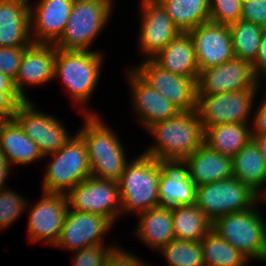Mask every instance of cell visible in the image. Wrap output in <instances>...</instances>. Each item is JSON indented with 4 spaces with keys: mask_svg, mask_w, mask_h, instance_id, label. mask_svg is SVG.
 I'll return each mask as SVG.
<instances>
[{
    "mask_svg": "<svg viewBox=\"0 0 266 266\" xmlns=\"http://www.w3.org/2000/svg\"><path fill=\"white\" fill-rule=\"evenodd\" d=\"M160 170L158 207L174 208L196 204V185L185 159H157Z\"/></svg>",
    "mask_w": 266,
    "mask_h": 266,
    "instance_id": "obj_16",
    "label": "cell"
},
{
    "mask_svg": "<svg viewBox=\"0 0 266 266\" xmlns=\"http://www.w3.org/2000/svg\"><path fill=\"white\" fill-rule=\"evenodd\" d=\"M24 101L19 93L0 92V123L14 119L17 106Z\"/></svg>",
    "mask_w": 266,
    "mask_h": 266,
    "instance_id": "obj_40",
    "label": "cell"
},
{
    "mask_svg": "<svg viewBox=\"0 0 266 266\" xmlns=\"http://www.w3.org/2000/svg\"><path fill=\"white\" fill-rule=\"evenodd\" d=\"M27 201L11 189L0 190V230L9 227L21 216L27 207Z\"/></svg>",
    "mask_w": 266,
    "mask_h": 266,
    "instance_id": "obj_35",
    "label": "cell"
},
{
    "mask_svg": "<svg viewBox=\"0 0 266 266\" xmlns=\"http://www.w3.org/2000/svg\"><path fill=\"white\" fill-rule=\"evenodd\" d=\"M101 55L98 51L57 49L54 77L61 78L71 98L82 106L89 100L98 83Z\"/></svg>",
    "mask_w": 266,
    "mask_h": 266,
    "instance_id": "obj_3",
    "label": "cell"
},
{
    "mask_svg": "<svg viewBox=\"0 0 266 266\" xmlns=\"http://www.w3.org/2000/svg\"><path fill=\"white\" fill-rule=\"evenodd\" d=\"M133 70L181 112L197 110L198 79L170 73L148 59Z\"/></svg>",
    "mask_w": 266,
    "mask_h": 266,
    "instance_id": "obj_11",
    "label": "cell"
},
{
    "mask_svg": "<svg viewBox=\"0 0 266 266\" xmlns=\"http://www.w3.org/2000/svg\"><path fill=\"white\" fill-rule=\"evenodd\" d=\"M43 193V197L32 205L29 212L28 233L31 241L41 240L55 245L67 216V197L61 193Z\"/></svg>",
    "mask_w": 266,
    "mask_h": 266,
    "instance_id": "obj_13",
    "label": "cell"
},
{
    "mask_svg": "<svg viewBox=\"0 0 266 266\" xmlns=\"http://www.w3.org/2000/svg\"><path fill=\"white\" fill-rule=\"evenodd\" d=\"M259 198L235 177L196 187V206L212 223L226 214L249 210Z\"/></svg>",
    "mask_w": 266,
    "mask_h": 266,
    "instance_id": "obj_7",
    "label": "cell"
},
{
    "mask_svg": "<svg viewBox=\"0 0 266 266\" xmlns=\"http://www.w3.org/2000/svg\"><path fill=\"white\" fill-rule=\"evenodd\" d=\"M125 155L89 156L91 177L118 181L126 164Z\"/></svg>",
    "mask_w": 266,
    "mask_h": 266,
    "instance_id": "obj_34",
    "label": "cell"
},
{
    "mask_svg": "<svg viewBox=\"0 0 266 266\" xmlns=\"http://www.w3.org/2000/svg\"><path fill=\"white\" fill-rule=\"evenodd\" d=\"M7 158L4 156L3 152L0 150V190L5 189L3 187L5 185L6 178L9 174L10 168Z\"/></svg>",
    "mask_w": 266,
    "mask_h": 266,
    "instance_id": "obj_45",
    "label": "cell"
},
{
    "mask_svg": "<svg viewBox=\"0 0 266 266\" xmlns=\"http://www.w3.org/2000/svg\"><path fill=\"white\" fill-rule=\"evenodd\" d=\"M112 0H74L66 27L54 43L61 50H87L111 17Z\"/></svg>",
    "mask_w": 266,
    "mask_h": 266,
    "instance_id": "obj_4",
    "label": "cell"
},
{
    "mask_svg": "<svg viewBox=\"0 0 266 266\" xmlns=\"http://www.w3.org/2000/svg\"><path fill=\"white\" fill-rule=\"evenodd\" d=\"M112 226L101 215L68 208L62 231L54 246L76 251L89 246L104 245L103 236Z\"/></svg>",
    "mask_w": 266,
    "mask_h": 266,
    "instance_id": "obj_14",
    "label": "cell"
},
{
    "mask_svg": "<svg viewBox=\"0 0 266 266\" xmlns=\"http://www.w3.org/2000/svg\"><path fill=\"white\" fill-rule=\"evenodd\" d=\"M115 248L96 245L76 250L74 266H105L109 253Z\"/></svg>",
    "mask_w": 266,
    "mask_h": 266,
    "instance_id": "obj_37",
    "label": "cell"
},
{
    "mask_svg": "<svg viewBox=\"0 0 266 266\" xmlns=\"http://www.w3.org/2000/svg\"><path fill=\"white\" fill-rule=\"evenodd\" d=\"M252 138L255 141V143L259 146L261 154L263 158L265 159V163H266V134L252 135Z\"/></svg>",
    "mask_w": 266,
    "mask_h": 266,
    "instance_id": "obj_46",
    "label": "cell"
},
{
    "mask_svg": "<svg viewBox=\"0 0 266 266\" xmlns=\"http://www.w3.org/2000/svg\"><path fill=\"white\" fill-rule=\"evenodd\" d=\"M241 19L266 29V0H243Z\"/></svg>",
    "mask_w": 266,
    "mask_h": 266,
    "instance_id": "obj_39",
    "label": "cell"
},
{
    "mask_svg": "<svg viewBox=\"0 0 266 266\" xmlns=\"http://www.w3.org/2000/svg\"><path fill=\"white\" fill-rule=\"evenodd\" d=\"M171 209L175 239L201 241L212 230L213 223L196 204Z\"/></svg>",
    "mask_w": 266,
    "mask_h": 266,
    "instance_id": "obj_30",
    "label": "cell"
},
{
    "mask_svg": "<svg viewBox=\"0 0 266 266\" xmlns=\"http://www.w3.org/2000/svg\"><path fill=\"white\" fill-rule=\"evenodd\" d=\"M73 2L74 0H40L36 8L31 6L32 42L54 44L65 30Z\"/></svg>",
    "mask_w": 266,
    "mask_h": 266,
    "instance_id": "obj_18",
    "label": "cell"
},
{
    "mask_svg": "<svg viewBox=\"0 0 266 266\" xmlns=\"http://www.w3.org/2000/svg\"><path fill=\"white\" fill-rule=\"evenodd\" d=\"M204 266H244L248 259L213 229L200 241Z\"/></svg>",
    "mask_w": 266,
    "mask_h": 266,
    "instance_id": "obj_31",
    "label": "cell"
},
{
    "mask_svg": "<svg viewBox=\"0 0 266 266\" xmlns=\"http://www.w3.org/2000/svg\"><path fill=\"white\" fill-rule=\"evenodd\" d=\"M160 170L157 159L145 153L126 164L118 180L121 211L140 214L158 207Z\"/></svg>",
    "mask_w": 266,
    "mask_h": 266,
    "instance_id": "obj_2",
    "label": "cell"
},
{
    "mask_svg": "<svg viewBox=\"0 0 266 266\" xmlns=\"http://www.w3.org/2000/svg\"><path fill=\"white\" fill-rule=\"evenodd\" d=\"M259 79L247 60L233 59L199 72L197 96H210L228 91L257 90Z\"/></svg>",
    "mask_w": 266,
    "mask_h": 266,
    "instance_id": "obj_9",
    "label": "cell"
},
{
    "mask_svg": "<svg viewBox=\"0 0 266 266\" xmlns=\"http://www.w3.org/2000/svg\"><path fill=\"white\" fill-rule=\"evenodd\" d=\"M254 119L252 120V135L266 134V98L256 109Z\"/></svg>",
    "mask_w": 266,
    "mask_h": 266,
    "instance_id": "obj_43",
    "label": "cell"
},
{
    "mask_svg": "<svg viewBox=\"0 0 266 266\" xmlns=\"http://www.w3.org/2000/svg\"><path fill=\"white\" fill-rule=\"evenodd\" d=\"M243 0H209V21L230 26L241 19Z\"/></svg>",
    "mask_w": 266,
    "mask_h": 266,
    "instance_id": "obj_36",
    "label": "cell"
},
{
    "mask_svg": "<svg viewBox=\"0 0 266 266\" xmlns=\"http://www.w3.org/2000/svg\"><path fill=\"white\" fill-rule=\"evenodd\" d=\"M256 91L258 90L228 91L197 96V111L203 129L225 123H248Z\"/></svg>",
    "mask_w": 266,
    "mask_h": 266,
    "instance_id": "obj_10",
    "label": "cell"
},
{
    "mask_svg": "<svg viewBox=\"0 0 266 266\" xmlns=\"http://www.w3.org/2000/svg\"><path fill=\"white\" fill-rule=\"evenodd\" d=\"M15 1H17V2H19V3H21V4H23V5H25L27 8H29L30 9V5L31 4H29L28 3V0H15Z\"/></svg>",
    "mask_w": 266,
    "mask_h": 266,
    "instance_id": "obj_47",
    "label": "cell"
},
{
    "mask_svg": "<svg viewBox=\"0 0 266 266\" xmlns=\"http://www.w3.org/2000/svg\"><path fill=\"white\" fill-rule=\"evenodd\" d=\"M212 229L239 250L251 257L266 261V223L254 207L217 218Z\"/></svg>",
    "mask_w": 266,
    "mask_h": 266,
    "instance_id": "obj_5",
    "label": "cell"
},
{
    "mask_svg": "<svg viewBox=\"0 0 266 266\" xmlns=\"http://www.w3.org/2000/svg\"><path fill=\"white\" fill-rule=\"evenodd\" d=\"M27 47H0V71L15 80L24 51Z\"/></svg>",
    "mask_w": 266,
    "mask_h": 266,
    "instance_id": "obj_38",
    "label": "cell"
},
{
    "mask_svg": "<svg viewBox=\"0 0 266 266\" xmlns=\"http://www.w3.org/2000/svg\"><path fill=\"white\" fill-rule=\"evenodd\" d=\"M0 92L18 93L15 88L14 80L0 71Z\"/></svg>",
    "mask_w": 266,
    "mask_h": 266,
    "instance_id": "obj_44",
    "label": "cell"
},
{
    "mask_svg": "<svg viewBox=\"0 0 266 266\" xmlns=\"http://www.w3.org/2000/svg\"><path fill=\"white\" fill-rule=\"evenodd\" d=\"M147 130L157 143L144 153L155 159H186L204 143V129L197 110L180 112L152 124Z\"/></svg>",
    "mask_w": 266,
    "mask_h": 266,
    "instance_id": "obj_1",
    "label": "cell"
},
{
    "mask_svg": "<svg viewBox=\"0 0 266 266\" xmlns=\"http://www.w3.org/2000/svg\"><path fill=\"white\" fill-rule=\"evenodd\" d=\"M34 107L29 100H25L17 106L14 119L47 156L59 151L72 136H68L65 127L56 118L38 112Z\"/></svg>",
    "mask_w": 266,
    "mask_h": 266,
    "instance_id": "obj_12",
    "label": "cell"
},
{
    "mask_svg": "<svg viewBox=\"0 0 266 266\" xmlns=\"http://www.w3.org/2000/svg\"><path fill=\"white\" fill-rule=\"evenodd\" d=\"M232 173L233 177L263 197L265 191L261 192V186L266 184V163L253 139L232 157Z\"/></svg>",
    "mask_w": 266,
    "mask_h": 266,
    "instance_id": "obj_26",
    "label": "cell"
},
{
    "mask_svg": "<svg viewBox=\"0 0 266 266\" xmlns=\"http://www.w3.org/2000/svg\"><path fill=\"white\" fill-rule=\"evenodd\" d=\"M252 65L254 74L257 78L260 79L262 75V77L265 76L266 78V29L263 31L259 52Z\"/></svg>",
    "mask_w": 266,
    "mask_h": 266,
    "instance_id": "obj_42",
    "label": "cell"
},
{
    "mask_svg": "<svg viewBox=\"0 0 266 266\" xmlns=\"http://www.w3.org/2000/svg\"><path fill=\"white\" fill-rule=\"evenodd\" d=\"M185 160L196 187L233 177L232 158L220 155L204 143Z\"/></svg>",
    "mask_w": 266,
    "mask_h": 266,
    "instance_id": "obj_22",
    "label": "cell"
},
{
    "mask_svg": "<svg viewBox=\"0 0 266 266\" xmlns=\"http://www.w3.org/2000/svg\"><path fill=\"white\" fill-rule=\"evenodd\" d=\"M57 48L54 44L32 43L24 51L14 80L15 88L24 100H28L23 85H43L52 81Z\"/></svg>",
    "mask_w": 266,
    "mask_h": 266,
    "instance_id": "obj_19",
    "label": "cell"
},
{
    "mask_svg": "<svg viewBox=\"0 0 266 266\" xmlns=\"http://www.w3.org/2000/svg\"><path fill=\"white\" fill-rule=\"evenodd\" d=\"M139 216L136 235L152 249L159 251L175 239L171 208L154 207Z\"/></svg>",
    "mask_w": 266,
    "mask_h": 266,
    "instance_id": "obj_25",
    "label": "cell"
},
{
    "mask_svg": "<svg viewBox=\"0 0 266 266\" xmlns=\"http://www.w3.org/2000/svg\"><path fill=\"white\" fill-rule=\"evenodd\" d=\"M173 23L188 32L202 23L209 22V0H157Z\"/></svg>",
    "mask_w": 266,
    "mask_h": 266,
    "instance_id": "obj_29",
    "label": "cell"
},
{
    "mask_svg": "<svg viewBox=\"0 0 266 266\" xmlns=\"http://www.w3.org/2000/svg\"><path fill=\"white\" fill-rule=\"evenodd\" d=\"M191 35L199 72L233 59L230 28L227 25L205 22L188 31Z\"/></svg>",
    "mask_w": 266,
    "mask_h": 266,
    "instance_id": "obj_15",
    "label": "cell"
},
{
    "mask_svg": "<svg viewBox=\"0 0 266 266\" xmlns=\"http://www.w3.org/2000/svg\"><path fill=\"white\" fill-rule=\"evenodd\" d=\"M141 4L140 47L151 60L182 32L157 0H142Z\"/></svg>",
    "mask_w": 266,
    "mask_h": 266,
    "instance_id": "obj_17",
    "label": "cell"
},
{
    "mask_svg": "<svg viewBox=\"0 0 266 266\" xmlns=\"http://www.w3.org/2000/svg\"><path fill=\"white\" fill-rule=\"evenodd\" d=\"M136 256L115 247L108 255L105 266H147ZM149 266V265H148Z\"/></svg>",
    "mask_w": 266,
    "mask_h": 266,
    "instance_id": "obj_41",
    "label": "cell"
},
{
    "mask_svg": "<svg viewBox=\"0 0 266 266\" xmlns=\"http://www.w3.org/2000/svg\"><path fill=\"white\" fill-rule=\"evenodd\" d=\"M49 162L43 180V191L67 194L78 183L91 176L87 145L77 133L59 151L48 154Z\"/></svg>",
    "mask_w": 266,
    "mask_h": 266,
    "instance_id": "obj_6",
    "label": "cell"
},
{
    "mask_svg": "<svg viewBox=\"0 0 266 266\" xmlns=\"http://www.w3.org/2000/svg\"><path fill=\"white\" fill-rule=\"evenodd\" d=\"M29 8L15 0H0V47L32 44Z\"/></svg>",
    "mask_w": 266,
    "mask_h": 266,
    "instance_id": "obj_23",
    "label": "cell"
},
{
    "mask_svg": "<svg viewBox=\"0 0 266 266\" xmlns=\"http://www.w3.org/2000/svg\"><path fill=\"white\" fill-rule=\"evenodd\" d=\"M249 123H225L212 125L204 129V144L220 155L232 158L252 138Z\"/></svg>",
    "mask_w": 266,
    "mask_h": 266,
    "instance_id": "obj_27",
    "label": "cell"
},
{
    "mask_svg": "<svg viewBox=\"0 0 266 266\" xmlns=\"http://www.w3.org/2000/svg\"><path fill=\"white\" fill-rule=\"evenodd\" d=\"M169 266H204L200 241L174 239L162 247Z\"/></svg>",
    "mask_w": 266,
    "mask_h": 266,
    "instance_id": "obj_33",
    "label": "cell"
},
{
    "mask_svg": "<svg viewBox=\"0 0 266 266\" xmlns=\"http://www.w3.org/2000/svg\"><path fill=\"white\" fill-rule=\"evenodd\" d=\"M151 60L165 71L198 79L196 52L192 37L188 32L180 33Z\"/></svg>",
    "mask_w": 266,
    "mask_h": 266,
    "instance_id": "obj_21",
    "label": "cell"
},
{
    "mask_svg": "<svg viewBox=\"0 0 266 266\" xmlns=\"http://www.w3.org/2000/svg\"><path fill=\"white\" fill-rule=\"evenodd\" d=\"M128 73L133 106L145 128L181 112L167 98L147 84L133 69Z\"/></svg>",
    "mask_w": 266,
    "mask_h": 266,
    "instance_id": "obj_20",
    "label": "cell"
},
{
    "mask_svg": "<svg viewBox=\"0 0 266 266\" xmlns=\"http://www.w3.org/2000/svg\"><path fill=\"white\" fill-rule=\"evenodd\" d=\"M0 150L10 166L11 162L23 165L44 158L39 146L27 136L15 119L0 123Z\"/></svg>",
    "mask_w": 266,
    "mask_h": 266,
    "instance_id": "obj_24",
    "label": "cell"
},
{
    "mask_svg": "<svg viewBox=\"0 0 266 266\" xmlns=\"http://www.w3.org/2000/svg\"><path fill=\"white\" fill-rule=\"evenodd\" d=\"M83 112L85 124L78 133L83 137L89 156L125 155L124 148L119 138L112 130L99 119L97 114Z\"/></svg>",
    "mask_w": 266,
    "mask_h": 266,
    "instance_id": "obj_28",
    "label": "cell"
},
{
    "mask_svg": "<svg viewBox=\"0 0 266 266\" xmlns=\"http://www.w3.org/2000/svg\"><path fill=\"white\" fill-rule=\"evenodd\" d=\"M66 197L71 210L101 215L112 224L121 212L118 181L90 176L73 187Z\"/></svg>",
    "mask_w": 266,
    "mask_h": 266,
    "instance_id": "obj_8",
    "label": "cell"
},
{
    "mask_svg": "<svg viewBox=\"0 0 266 266\" xmlns=\"http://www.w3.org/2000/svg\"><path fill=\"white\" fill-rule=\"evenodd\" d=\"M229 28L234 56L253 63L258 55L261 38L265 29L253 22L242 19L231 24Z\"/></svg>",
    "mask_w": 266,
    "mask_h": 266,
    "instance_id": "obj_32",
    "label": "cell"
}]
</instances>
